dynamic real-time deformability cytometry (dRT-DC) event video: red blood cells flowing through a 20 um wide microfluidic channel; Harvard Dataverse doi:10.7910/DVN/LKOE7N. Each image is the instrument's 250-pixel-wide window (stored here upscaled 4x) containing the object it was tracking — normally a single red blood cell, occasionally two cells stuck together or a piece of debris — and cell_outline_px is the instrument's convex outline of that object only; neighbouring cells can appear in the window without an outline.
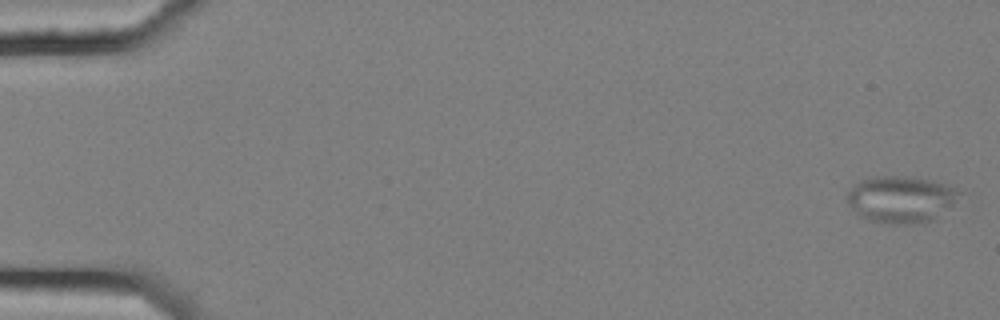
{"species": "common noctule bat (a hibernating species)", "species_latin": "Nyctalus noctula", "temperature_condition": "cold", "stored_images_in_passage": 5, "camera_frame_rate_fps": 3000, "um_per_image_px": 0.085, "animal": {"sex": "female", "body_mass_g": 25.1}, "frame": {"image": 1, "passage_image": 1, "time_ms": 0.0, "image_size_px": [1000, 320], "cell_outline_px": [[964, 192], [952, 204], [932, 220], [916, 224], [888, 224], [868, 220], [860, 216], [848, 204], [848, 192], [860, 180], [872, 176], [896, 176], [928, 180], [944, 184]], "centroid_in_image_um": [76.56, 16.95], "position_along_channel_um": 8.4, "area_um2": 30.23}}
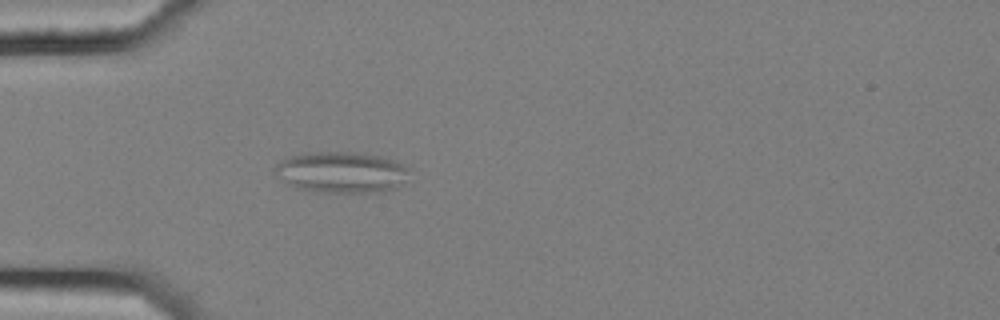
{"frame": {"image": 2, "passage_image": 5, "time_ms": 1.333, "image_size_px": [1000, 320], "cell_outline_px": [[412, 168], [400, 184], [396, 188], [384, 192], [316, 192], [296, 188], [280, 180], [276, 176], [272, 168], [276, 164], [292, 156], [304, 152], [352, 152], [380, 156], [396, 160]], "centroid_in_image_um": [29.01, 14.64], "position_along_channel_um": 56.0, "area_um2": 32.54}}